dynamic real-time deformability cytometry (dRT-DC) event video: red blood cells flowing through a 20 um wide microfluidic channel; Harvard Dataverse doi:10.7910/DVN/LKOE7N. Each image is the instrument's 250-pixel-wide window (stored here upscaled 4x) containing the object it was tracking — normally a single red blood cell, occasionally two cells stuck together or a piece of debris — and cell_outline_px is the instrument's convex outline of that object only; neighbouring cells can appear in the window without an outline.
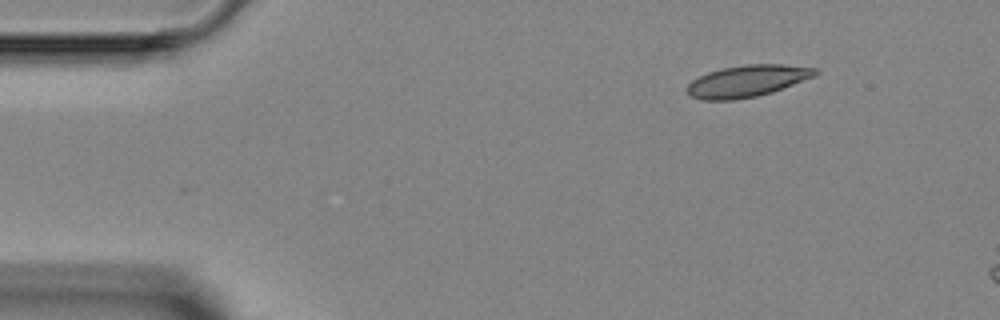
{"species": "Egyptian fruit bat (a non-hibernating species)", "species_latin": "Rousettus aegyptiacus", "temperature_condition": "room temperature", "stored_images_in_passage": 3, "camera_frame_rate_fps": 3000, "um_per_image_px": 0.085, "animal": {"sex": "female"}, "frame": {"image": 1, "passage_image": 1, "time_ms": 0.0, "image_size_px": [1000, 320], "cell_outline_px": [[820, 72], [816, 76], [772, 92], [756, 96], [732, 100], [700, 100], [688, 96], [684, 88], [692, 80], [708, 72], [720, 68], [748, 64], [784, 64], [820, 68]], "centroid_in_image_um": [63.51, 6.88], "position_along_channel_um": 21.5, "area_um2": 24.1}}